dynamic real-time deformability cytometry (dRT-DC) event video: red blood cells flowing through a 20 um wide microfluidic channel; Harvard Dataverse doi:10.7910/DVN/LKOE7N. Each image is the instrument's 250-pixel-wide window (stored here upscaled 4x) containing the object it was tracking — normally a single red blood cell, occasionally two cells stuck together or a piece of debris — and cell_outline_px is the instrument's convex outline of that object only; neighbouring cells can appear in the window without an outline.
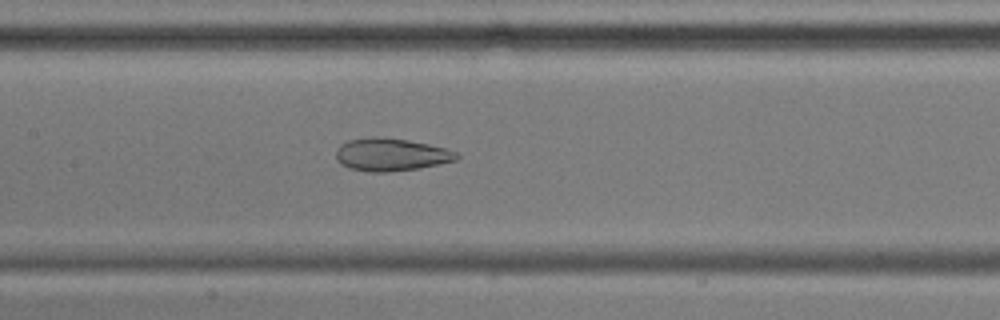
{"species": "common noctule bat (a hibernating species)", "species_latin": "Nyctalus noctula", "temperature_condition": "cold", "stored_images_in_passage": 53, "camera_frame_rate_fps": 3000, "um_per_image_px": 0.085, "animal": {"sex": "male", "body_mass_g": 17.9, "forearm_length_mm": 54.2}, "frame": {"image": 1, "passage_image": 24, "time_ms": 7.667, "image_size_px": [1000, 320], "cell_outline_px": [[460, 156], [456, 160], [420, 168], [388, 172], [368, 172], [348, 168], [340, 164], [336, 160], [336, 152], [340, 144], [348, 140], [372, 136], [384, 136], [408, 140], [428, 144], [444, 148], [456, 152]], "centroid_in_image_um": [33.19, 13.14], "position_along_channel_um": 174.2, "area_um2": 23.24}}
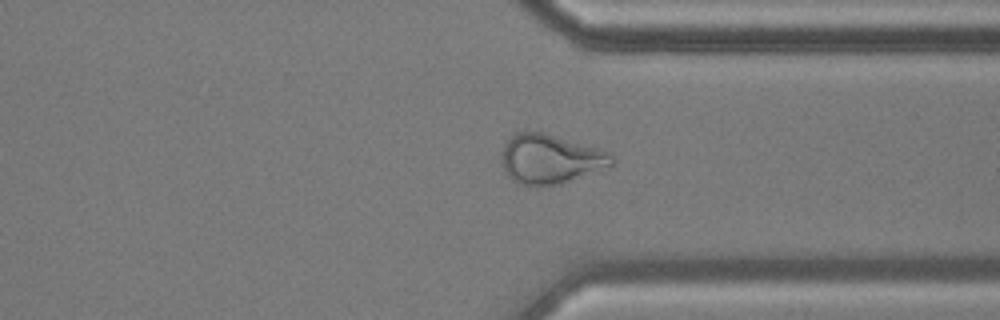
{"frame": {"image": 2, "passage_image": 40, "time_ms": 13.0, "image_size_px": [1000, 320], "cell_outline_px": [[616, 160], [612, 164], [560, 184], [520, 184], [512, 180], [504, 172], [504, 144], [516, 132], [544, 132], [596, 148], [608, 152]], "centroid_in_image_um": [46.76, 13.5], "position_along_channel_um": 364.6, "area_um2": 30.63}}
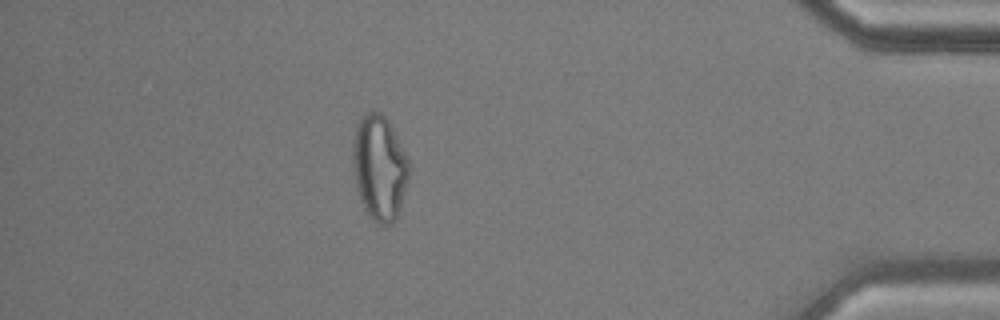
{"frame": {"image": 3, "passage_image": 47, "time_ms": 15.333, "image_size_px": [1000, 320], "cell_outline_px": [[408, 180], [400, 208], [392, 224], [384, 228], [372, 220], [364, 208], [360, 200], [356, 188], [352, 164], [352, 140], [356, 124], [368, 112], [380, 112], [388, 120], [408, 156]], "centroid_in_image_um": [32.23, 14.28], "position_along_channel_um": 403.0, "area_um2": 34.74}}